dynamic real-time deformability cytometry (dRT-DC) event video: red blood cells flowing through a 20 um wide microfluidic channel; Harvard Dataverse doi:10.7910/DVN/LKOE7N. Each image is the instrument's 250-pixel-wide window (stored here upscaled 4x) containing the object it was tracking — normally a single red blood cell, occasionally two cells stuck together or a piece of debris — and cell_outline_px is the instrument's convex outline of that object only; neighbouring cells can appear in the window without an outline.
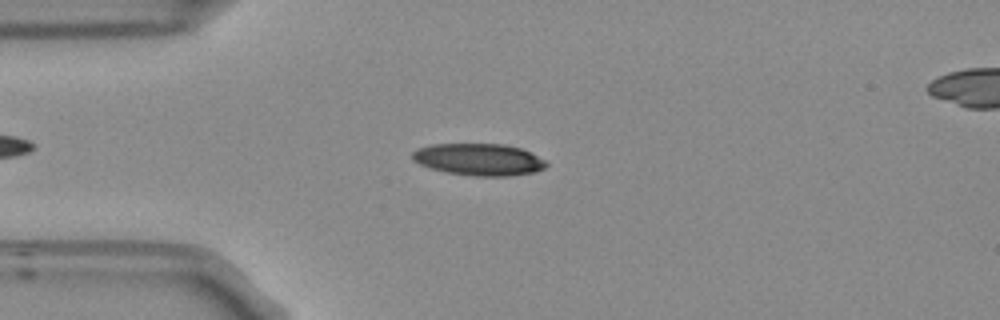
{"species": "Egyptian fruit bat (a non-hibernating species)", "species_latin": "Rousettus aegyptiacus", "temperature_condition": "room temperature", "stored_images_in_passage": 34, "camera_frame_rate_fps": 3000, "um_per_image_px": 0.085, "frame": {"image": 1, "passage_image": 1, "time_ms": 0.0, "image_size_px": [1000, 320], "cell_outline_px": [[548, 164], [544, 168], [532, 172], [508, 176], [476, 176], [448, 172], [432, 168], [420, 164], [412, 160], [412, 152], [416, 148], [432, 144], [504, 144], [520, 148], [544, 160]], "centroid_in_image_um": [40.66, 13.55], "position_along_channel_um": 44.3, "area_um2": 24.62}}
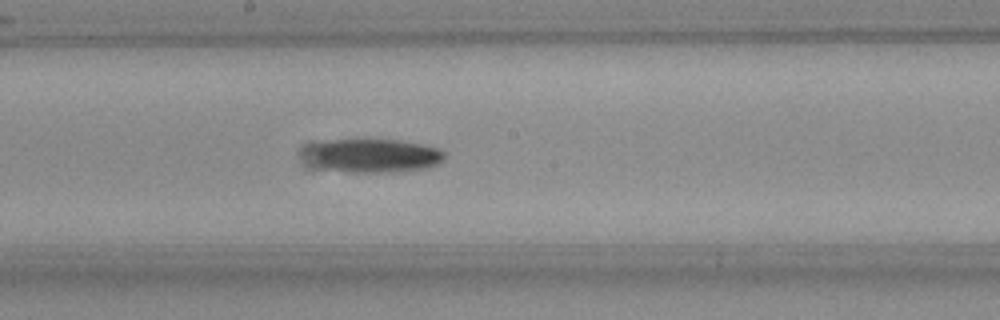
{"frame": {"image": 2, "passage_image": 16, "time_ms": 5.0, "image_size_px": [1000, 320], "cell_outline_px": [[448, 156], [444, 160], [428, 168], [396, 172], [352, 172], [324, 168], [316, 160], [308, 148], [324, 140], [400, 140], [424, 144], [440, 148]], "centroid_in_image_um": [31.96, 13.22], "position_along_channel_um": 216.2, "area_um2": 26.47}}
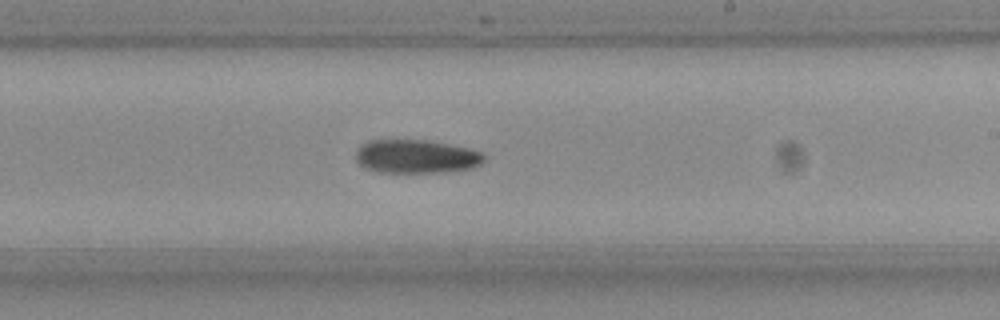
{"frame": {"image": 3, "passage_image": 19, "time_ms": 6.0, "image_size_px": [1000, 320], "cell_outline_px": [[484, 160], [480, 164], [472, 168], [444, 172], [376, 172], [364, 168], [356, 160], [356, 152], [360, 144], [368, 140], [424, 140], [448, 144], [468, 148], [480, 152], [484, 156]], "centroid_in_image_um": [35.33, 13.3], "position_along_channel_um": 253.7, "area_um2": 25.09}, "authors_computed_cell_mechanics": {"area_um2": 25.6054, "velocity_mm_per_s": 3.7519, "shape_relaxation_time_tau1_ms": 4.2922, "shape_relaxation_time_tau2_ms": null, "deformation_change_tau1": 0.1156, "deformation_change_tau2": null}}